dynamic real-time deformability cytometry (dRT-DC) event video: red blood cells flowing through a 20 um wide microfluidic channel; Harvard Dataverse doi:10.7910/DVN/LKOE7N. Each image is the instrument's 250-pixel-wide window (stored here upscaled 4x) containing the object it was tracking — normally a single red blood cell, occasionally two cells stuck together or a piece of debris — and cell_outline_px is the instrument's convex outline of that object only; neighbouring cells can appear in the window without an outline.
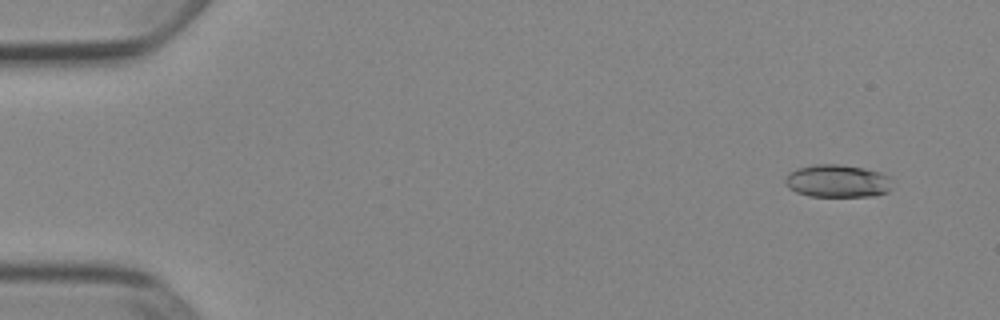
{"species": "Egyptian fruit bat (a non-hibernating species)", "species_latin": "Rousettus aegyptiacus", "temperature_condition": "cold", "stored_images_in_passage": 52, "camera_frame_rate_fps": 3000, "um_per_image_px": 0.085, "animal": {"sex": "female"}, "frame": {"image": 1, "passage_image": 4, "time_ms": 1.0, "image_size_px": [1000, 320], "cell_outline_px": [[892, 188], [888, 192], [872, 196], [808, 196], [796, 192], [788, 188], [784, 180], [788, 172], [796, 168], [812, 164], [840, 164], [864, 168], [880, 172], [888, 176]], "centroid_in_image_um": [71.15, 15.38], "position_along_channel_um": 13.9, "area_um2": 20.63}}
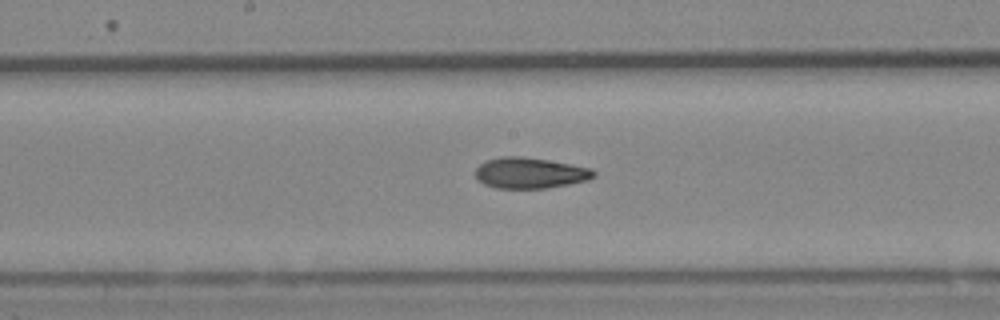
{"frame": {"image": 2, "passage_image": 28, "time_ms": 9.0, "image_size_px": [1000, 320], "cell_outline_px": [[596, 176], [588, 180], [568, 184], [544, 188], [496, 188], [484, 184], [476, 180], [476, 168], [480, 164], [488, 160], [500, 156], [520, 156], [548, 160], [592, 168], [596, 172]], "centroid_in_image_um": [45.05, 14.7], "position_along_channel_um": 203.2, "area_um2": 21.27}}
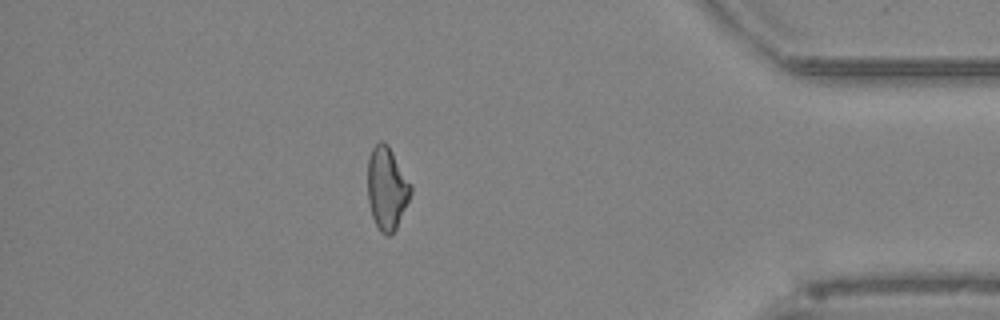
{"frame": {"image": 3, "passage_image": 46, "time_ms": 15.0, "image_size_px": [1000, 320], "cell_outline_px": [[412, 192], [396, 228], [388, 236], [380, 232], [372, 216], [368, 200], [368, 160], [372, 148], [380, 140], [384, 140], [388, 144], [412, 184]], "centroid_in_image_um": [32.89, 15.97], "position_along_channel_um": 402.3, "area_um2": 20.81}, "authors_computed_cell_mechanics": {"area_um2": 20.8947, "velocity_mm_per_s": 3.914, "shape_relaxation_time_tau1_ms": 10.228, "shape_relaxation_time_tau2_ms": 2.9717, "deformation_change_tau1": 0.2033, "deformation_change_tau2": 0.0979}}